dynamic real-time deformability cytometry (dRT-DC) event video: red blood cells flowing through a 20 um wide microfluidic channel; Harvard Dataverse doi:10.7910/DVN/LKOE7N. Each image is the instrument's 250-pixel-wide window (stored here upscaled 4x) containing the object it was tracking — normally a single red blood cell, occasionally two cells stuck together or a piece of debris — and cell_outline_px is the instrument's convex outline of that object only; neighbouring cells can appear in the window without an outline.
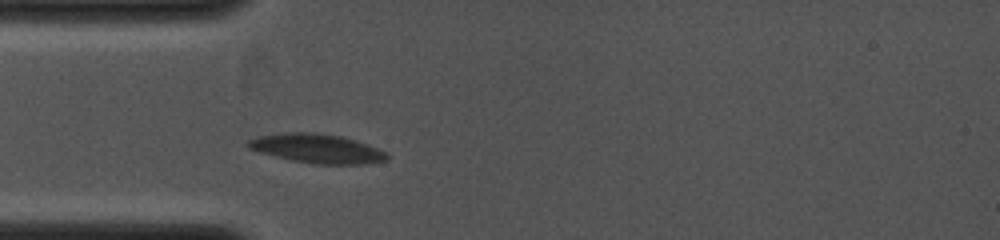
{"species": "common noctule bat (a hibernating species)", "species_latin": "Nyctalus noctula", "temperature_condition": "cold", "stored_images_in_passage": 15, "camera_frame_rate_fps": 4000, "um_per_image_px": 0.085, "animal": {"sex": "female", "body_mass_g": 19.0, "forearm_length_mm": 53.3}, "frame": {"image": 1, "passage_image": 1, "time_ms": 0.0, "image_size_px": [1000, 240], "cell_outline_px": [[388, 160], [364, 164], [312, 164], [292, 160], [260, 152], [248, 148], [244, 144], [248, 140], [260, 136], [284, 132], [312, 132], [340, 136], [388, 152]], "centroid_in_image_um": [26.92, 12.63], "position_along_channel_um": 58.1, "area_um2": 23.35}}
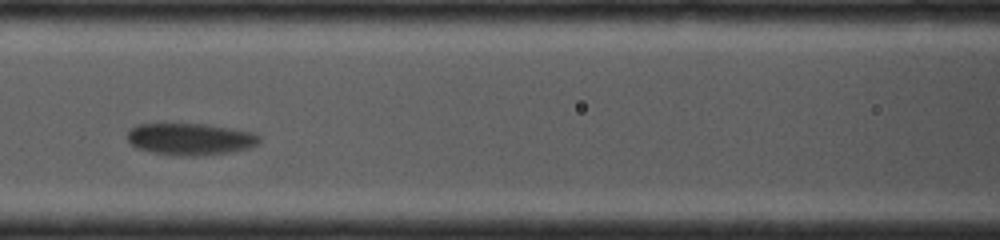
{"frame": {"image": 2, "passage_image": 9, "time_ms": 2.0, "image_size_px": [1000, 240], "cell_outline_px": [[260, 140], [256, 144], [248, 148], [228, 152], [196, 156], [188, 156], [152, 152], [136, 148], [128, 140], [128, 132], [132, 128], [140, 124], [208, 124], [256, 132], [260, 136]], "centroid_in_image_um": [16.21, 11.81], "position_along_channel_um": 150.4, "area_um2": 24.33}}
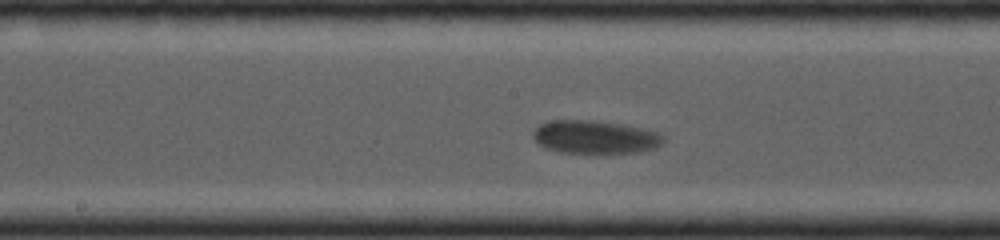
{"frame": {"image": 3, "passage_image": 13, "time_ms": 3.0, "image_size_px": [1000, 240], "cell_outline_px": [[664, 140], [656, 148], [636, 152], [556, 152], [544, 148], [532, 140], [532, 132], [540, 124], [552, 120], [592, 120], [620, 124], [660, 132], [664, 136]], "centroid_in_image_um": [50.52, 11.64], "position_along_channel_um": 197.7, "area_um2": 25.14}}